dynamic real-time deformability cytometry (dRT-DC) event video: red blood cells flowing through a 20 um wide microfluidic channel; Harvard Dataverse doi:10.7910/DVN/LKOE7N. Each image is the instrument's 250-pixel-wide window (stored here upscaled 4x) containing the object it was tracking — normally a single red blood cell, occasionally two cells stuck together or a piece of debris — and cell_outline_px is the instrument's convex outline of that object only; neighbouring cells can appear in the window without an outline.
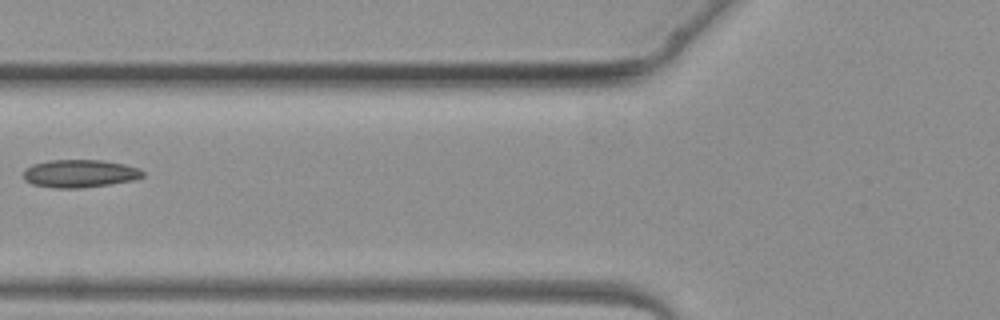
{"species": "common noctule bat (a hibernating species)", "species_latin": "Nyctalus noctula", "temperature_condition": "warm", "stored_images_in_passage": 3, "camera_frame_rate_fps": 3000, "um_per_image_px": 0.085, "animal": {"sex": "female", "body_mass_g": 19.3, "forearm_length_mm": 54.1}, "frame": {"image": 1, "passage_image": 3, "time_ms": 2.333, "image_size_px": [1000, 320], "cell_outline_px": [[144, 176], [132, 180], [108, 184], [80, 188], [52, 188], [32, 184], [24, 180], [24, 168], [32, 164], [48, 160], [100, 160], [124, 164], [140, 168], [144, 172]], "centroid_in_image_um": [6.74, 14.74], "position_along_channel_um": 119.1, "area_um2": 19.42}}